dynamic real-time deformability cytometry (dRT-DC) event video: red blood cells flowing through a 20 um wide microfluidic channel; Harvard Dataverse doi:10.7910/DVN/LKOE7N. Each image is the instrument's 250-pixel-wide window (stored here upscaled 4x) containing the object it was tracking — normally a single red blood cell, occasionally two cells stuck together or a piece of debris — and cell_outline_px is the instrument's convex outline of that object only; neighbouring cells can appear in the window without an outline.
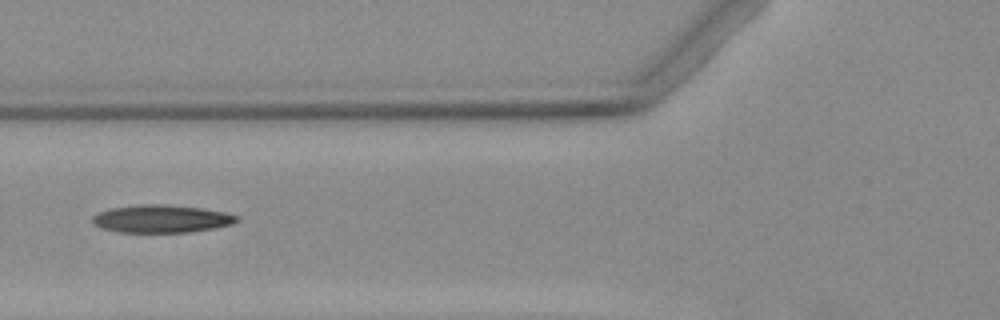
{"species": "Egyptian fruit bat (a non-hibernating species)", "species_latin": "Rousettus aegyptiacus", "temperature_condition": "warm", "stored_images_in_passage": 3, "camera_frame_rate_fps": 3000, "um_per_image_px": 0.085, "animal": {"sex": "female"}, "frame": {"image": 1, "passage_image": 3, "time_ms": 2.333, "image_size_px": [1000, 320], "cell_outline_px": [[240, 220], [232, 224], [216, 228], [188, 232], [116, 232], [100, 228], [92, 224], [92, 216], [108, 208], [136, 204], [168, 204], [200, 208], [224, 212], [240, 216]], "centroid_in_image_um": [13.7, 18.59], "position_along_channel_um": 112.1, "area_um2": 23.7}}